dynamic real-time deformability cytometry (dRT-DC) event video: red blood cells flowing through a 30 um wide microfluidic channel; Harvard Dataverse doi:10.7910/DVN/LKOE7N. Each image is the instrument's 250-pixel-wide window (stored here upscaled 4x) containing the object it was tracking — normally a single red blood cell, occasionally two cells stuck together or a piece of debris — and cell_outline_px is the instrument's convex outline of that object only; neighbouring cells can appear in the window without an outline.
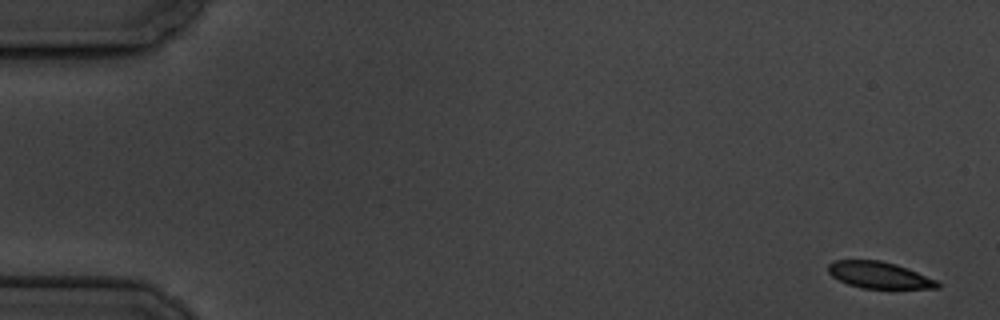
{"species": "common noctule bat (a hibernating species)", "species_latin": "Nyctalus noctula", "temperature_condition": "cold", "stored_images_in_passage": 10, "camera_frame_rate_fps": 3000, "um_per_image_px": 0.085, "animal": {"sex": "male", "body_mass_g": 19.5, "forearm_length_mm": 54.6}, "frame": {"image": 1, "passage_image": 1, "time_ms": 0.0, "image_size_px": [1000, 320], "cell_outline_px": [[940, 288], [860, 288], [848, 284], [832, 276], [828, 272], [828, 264], [836, 260], [880, 260], [896, 264], [936, 280], [940, 284]], "centroid_in_image_um": [74.7, 23.38], "position_along_channel_um": 10.3, "area_um2": 16.7}}
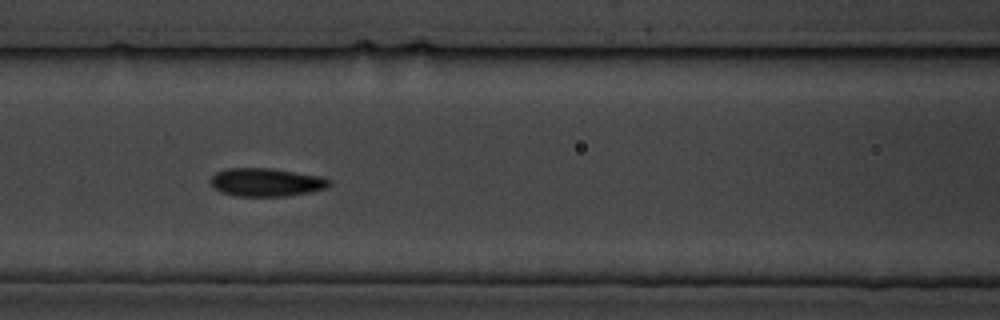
{"frame": {"image": 2, "passage_image": 8, "time_ms": 8.0, "image_size_px": [1000, 320], "cell_outline_px": [[332, 184], [328, 188], [288, 196], [236, 196], [220, 192], [212, 184], [212, 176], [216, 172], [224, 168], [272, 168], [320, 176], [332, 180]], "centroid_in_image_um": [22.67, 15.49], "position_along_channel_um": 143.9, "area_um2": 19.59}}
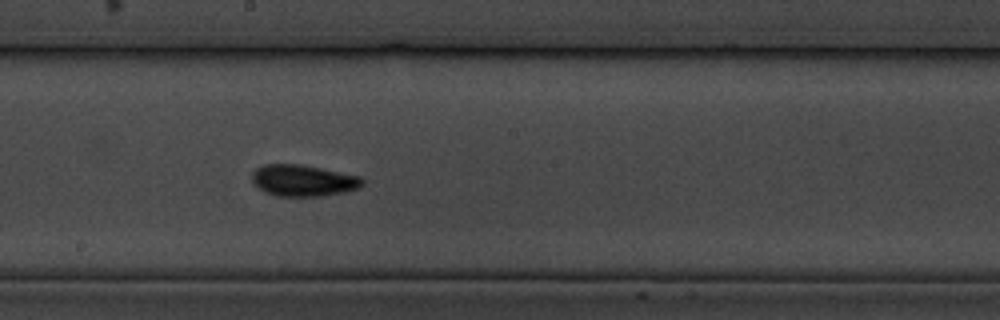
{"frame": {"image": 3, "passage_image": 10, "time_ms": 10.333, "image_size_px": [1000, 320], "cell_outline_px": [[364, 184], [360, 188], [344, 192], [320, 196], [276, 196], [264, 192], [252, 180], [252, 172], [256, 168], [264, 164], [300, 164], [360, 176], [364, 180]], "centroid_in_image_um": [25.78, 15.34], "position_along_channel_um": 222.4, "area_um2": 20.23}}